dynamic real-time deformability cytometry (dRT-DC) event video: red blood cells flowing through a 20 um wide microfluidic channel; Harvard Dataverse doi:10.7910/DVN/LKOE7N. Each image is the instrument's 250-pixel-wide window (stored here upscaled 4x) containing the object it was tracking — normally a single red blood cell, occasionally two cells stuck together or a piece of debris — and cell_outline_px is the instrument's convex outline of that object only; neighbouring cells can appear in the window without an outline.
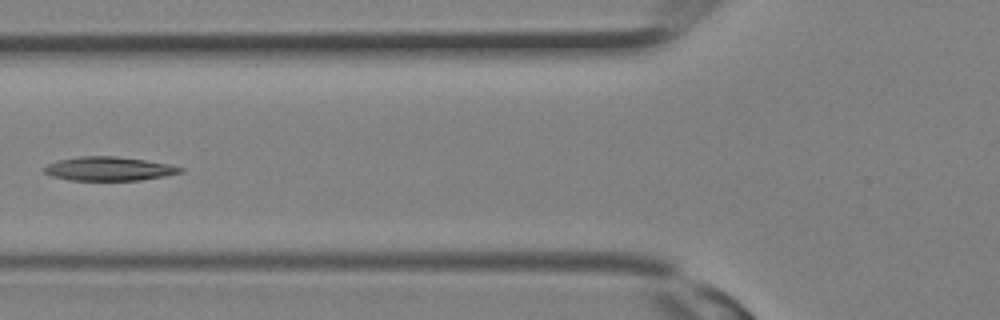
{"species": "Egyptian fruit bat (a non-hibernating species)", "species_latin": "Rousettus aegyptiacus", "temperature_condition": "room temperature", "stored_images_in_passage": 11, "camera_frame_rate_fps": 3000, "um_per_image_px": 0.085, "animal": {"sex": "female"}, "frame": {"image": 1, "passage_image": 10, "time_ms": 3.0, "image_size_px": [1000, 320], "cell_outline_px": [[184, 172], [164, 176], [140, 180], [68, 180], [52, 176], [44, 172], [40, 168], [48, 164], [60, 160], [80, 156], [116, 156], [144, 160], [168, 164], [184, 168]], "centroid_in_image_um": [9.24, 14.34], "position_along_channel_um": 116.6, "area_um2": 18.9}}